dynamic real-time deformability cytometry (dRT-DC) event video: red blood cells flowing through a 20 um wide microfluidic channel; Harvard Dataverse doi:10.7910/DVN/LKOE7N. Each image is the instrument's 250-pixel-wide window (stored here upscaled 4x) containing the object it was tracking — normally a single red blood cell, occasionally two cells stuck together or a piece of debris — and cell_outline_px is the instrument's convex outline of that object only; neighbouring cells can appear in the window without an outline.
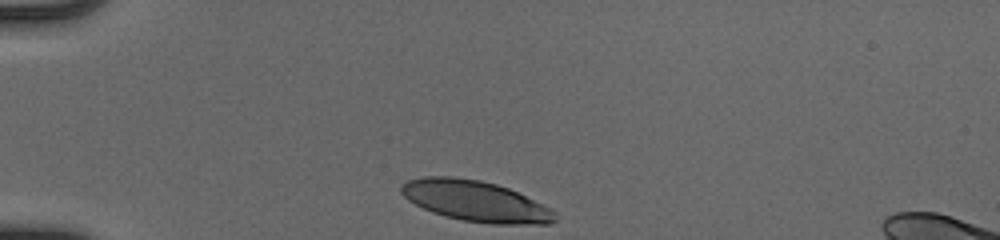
{"species": "human", "species_latin": "Homo sapiens", "temperature_condition": "cold", "stored_images_in_passage": 31, "camera_frame_rate_fps": 3000, "um_per_image_px": 0.085, "donor": {"sex": "male"}, "frame": {"image": 1, "passage_image": 1, "time_ms": 0.0, "image_size_px": [1000, 240], "cell_outline_px": [[556, 220], [552, 224], [492, 224], [460, 220], [444, 216], [432, 212], [408, 200], [400, 192], [400, 184], [408, 180], [424, 176], [452, 176], [480, 180], [496, 184], [508, 188], [556, 212]], "centroid_in_image_um": [40.37, 17.09], "position_along_channel_um": 44.6, "area_um2": 36.41}}
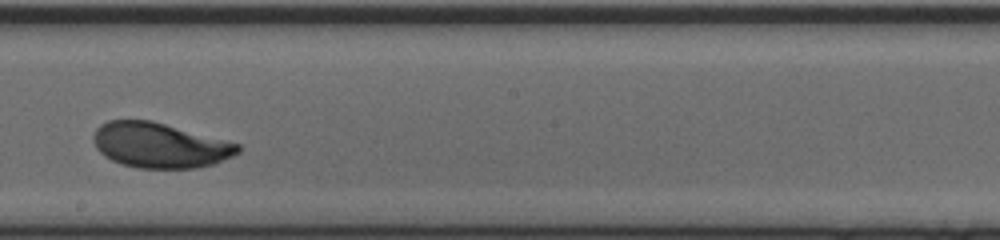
{"frame": {"image": 2, "passage_image": 18, "time_ms": 5.667, "image_size_px": [1000, 240], "cell_outline_px": [[240, 152], [216, 164], [196, 168], [140, 168], [120, 164], [104, 156], [96, 148], [92, 140], [92, 136], [96, 128], [100, 124], [108, 120], [152, 120], [240, 144]], "centroid_in_image_um": [13.56, 12.35], "position_along_channel_um": 234.6, "area_um2": 38.21}}
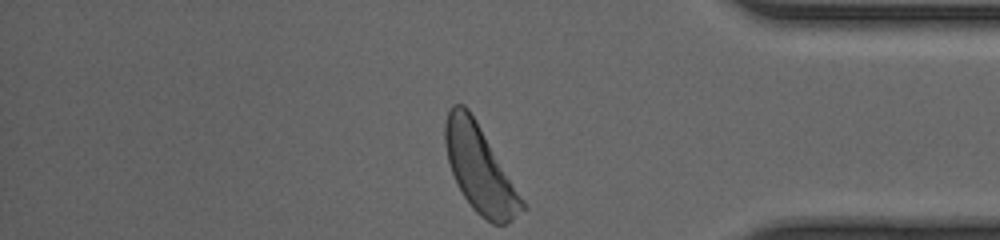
{"frame": {"image": 3, "passage_image": 31, "time_ms": 10.0, "image_size_px": [1000, 240], "cell_outline_px": [[528, 208], [508, 224], [492, 224], [480, 216], [472, 208], [464, 196], [452, 172], [448, 160], [444, 144], [444, 124], [448, 112], [452, 104], [464, 104], [468, 108], [476, 120], [524, 200]], "centroid_in_image_um": [40.79, 14.38], "position_along_channel_um": 394.4, "area_um2": 38.67}, "authors_computed_cell_mechanics": {"area_um2": 38.0324, "velocity_mm_per_s": 4.0768, "shape_relaxation_time_tau1_ms": 2.468, "shape_relaxation_time_tau2_ms": null, "deformation_change_tau1": 0.1493, "deformation_change_tau2": null}}